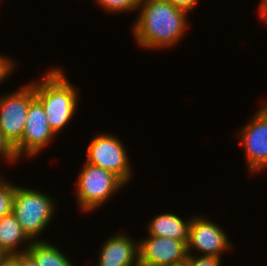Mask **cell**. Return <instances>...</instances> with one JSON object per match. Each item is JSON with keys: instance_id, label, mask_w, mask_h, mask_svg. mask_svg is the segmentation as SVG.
I'll return each instance as SVG.
<instances>
[{"instance_id": "obj_4", "label": "cell", "mask_w": 267, "mask_h": 266, "mask_svg": "<svg viewBox=\"0 0 267 266\" xmlns=\"http://www.w3.org/2000/svg\"><path fill=\"white\" fill-rule=\"evenodd\" d=\"M77 178L78 207L86 212L97 210L125 184L107 169L84 162Z\"/></svg>"}, {"instance_id": "obj_20", "label": "cell", "mask_w": 267, "mask_h": 266, "mask_svg": "<svg viewBox=\"0 0 267 266\" xmlns=\"http://www.w3.org/2000/svg\"><path fill=\"white\" fill-rule=\"evenodd\" d=\"M171 5H173L176 8L182 9L186 11L187 13L194 8H196V4L199 0H166Z\"/></svg>"}, {"instance_id": "obj_5", "label": "cell", "mask_w": 267, "mask_h": 266, "mask_svg": "<svg viewBox=\"0 0 267 266\" xmlns=\"http://www.w3.org/2000/svg\"><path fill=\"white\" fill-rule=\"evenodd\" d=\"M35 99L34 81L0 96V130L14 148L22 139L29 104Z\"/></svg>"}, {"instance_id": "obj_16", "label": "cell", "mask_w": 267, "mask_h": 266, "mask_svg": "<svg viewBox=\"0 0 267 266\" xmlns=\"http://www.w3.org/2000/svg\"><path fill=\"white\" fill-rule=\"evenodd\" d=\"M100 7L111 13L138 11L141 0H94Z\"/></svg>"}, {"instance_id": "obj_2", "label": "cell", "mask_w": 267, "mask_h": 266, "mask_svg": "<svg viewBox=\"0 0 267 266\" xmlns=\"http://www.w3.org/2000/svg\"><path fill=\"white\" fill-rule=\"evenodd\" d=\"M60 67L49 68L44 76L34 80L35 98L42 104L47 121L57 135L73 119L79 93Z\"/></svg>"}, {"instance_id": "obj_3", "label": "cell", "mask_w": 267, "mask_h": 266, "mask_svg": "<svg viewBox=\"0 0 267 266\" xmlns=\"http://www.w3.org/2000/svg\"><path fill=\"white\" fill-rule=\"evenodd\" d=\"M55 203L41 191L16 186L12 212L31 241H39L38 237L49 226L55 215Z\"/></svg>"}, {"instance_id": "obj_23", "label": "cell", "mask_w": 267, "mask_h": 266, "mask_svg": "<svg viewBox=\"0 0 267 266\" xmlns=\"http://www.w3.org/2000/svg\"><path fill=\"white\" fill-rule=\"evenodd\" d=\"M261 3L259 4V15L260 19L264 21V19L267 22V0H261Z\"/></svg>"}, {"instance_id": "obj_8", "label": "cell", "mask_w": 267, "mask_h": 266, "mask_svg": "<svg viewBox=\"0 0 267 266\" xmlns=\"http://www.w3.org/2000/svg\"><path fill=\"white\" fill-rule=\"evenodd\" d=\"M56 137L47 121L42 104L35 98L30 104L21 141L14 147L18 159L22 154L35 157Z\"/></svg>"}, {"instance_id": "obj_13", "label": "cell", "mask_w": 267, "mask_h": 266, "mask_svg": "<svg viewBox=\"0 0 267 266\" xmlns=\"http://www.w3.org/2000/svg\"><path fill=\"white\" fill-rule=\"evenodd\" d=\"M31 240L23 232L20 223L13 212L0 219V249L5 254L27 253ZM25 243V249H18V246ZM21 250V251H20Z\"/></svg>"}, {"instance_id": "obj_6", "label": "cell", "mask_w": 267, "mask_h": 266, "mask_svg": "<svg viewBox=\"0 0 267 266\" xmlns=\"http://www.w3.org/2000/svg\"><path fill=\"white\" fill-rule=\"evenodd\" d=\"M87 146L86 162L107 169L115 174L125 185L129 183L132 169L127 148L112 134H97Z\"/></svg>"}, {"instance_id": "obj_18", "label": "cell", "mask_w": 267, "mask_h": 266, "mask_svg": "<svg viewBox=\"0 0 267 266\" xmlns=\"http://www.w3.org/2000/svg\"><path fill=\"white\" fill-rule=\"evenodd\" d=\"M3 158L4 161L15 163L18 160L14 148L9 144V142L4 138L0 130V158ZM6 159V160H5Z\"/></svg>"}, {"instance_id": "obj_19", "label": "cell", "mask_w": 267, "mask_h": 266, "mask_svg": "<svg viewBox=\"0 0 267 266\" xmlns=\"http://www.w3.org/2000/svg\"><path fill=\"white\" fill-rule=\"evenodd\" d=\"M15 64V61H12L9 57L7 58L6 56L0 55V84L11 76L10 74L15 70Z\"/></svg>"}, {"instance_id": "obj_11", "label": "cell", "mask_w": 267, "mask_h": 266, "mask_svg": "<svg viewBox=\"0 0 267 266\" xmlns=\"http://www.w3.org/2000/svg\"><path fill=\"white\" fill-rule=\"evenodd\" d=\"M97 262V266H139V242L114 234L104 241Z\"/></svg>"}, {"instance_id": "obj_24", "label": "cell", "mask_w": 267, "mask_h": 266, "mask_svg": "<svg viewBox=\"0 0 267 266\" xmlns=\"http://www.w3.org/2000/svg\"><path fill=\"white\" fill-rule=\"evenodd\" d=\"M171 266H188L186 262L181 263V264H177V265H171Z\"/></svg>"}, {"instance_id": "obj_15", "label": "cell", "mask_w": 267, "mask_h": 266, "mask_svg": "<svg viewBox=\"0 0 267 266\" xmlns=\"http://www.w3.org/2000/svg\"><path fill=\"white\" fill-rule=\"evenodd\" d=\"M16 186L0 177V219L13 210Z\"/></svg>"}, {"instance_id": "obj_25", "label": "cell", "mask_w": 267, "mask_h": 266, "mask_svg": "<svg viewBox=\"0 0 267 266\" xmlns=\"http://www.w3.org/2000/svg\"><path fill=\"white\" fill-rule=\"evenodd\" d=\"M5 255V253L0 249V259Z\"/></svg>"}, {"instance_id": "obj_1", "label": "cell", "mask_w": 267, "mask_h": 266, "mask_svg": "<svg viewBox=\"0 0 267 266\" xmlns=\"http://www.w3.org/2000/svg\"><path fill=\"white\" fill-rule=\"evenodd\" d=\"M138 11L133 35L144 49L173 47L189 28L188 13L166 0H141Z\"/></svg>"}, {"instance_id": "obj_10", "label": "cell", "mask_w": 267, "mask_h": 266, "mask_svg": "<svg viewBox=\"0 0 267 266\" xmlns=\"http://www.w3.org/2000/svg\"><path fill=\"white\" fill-rule=\"evenodd\" d=\"M139 240V266H171L187 261L188 241L148 235Z\"/></svg>"}, {"instance_id": "obj_9", "label": "cell", "mask_w": 267, "mask_h": 266, "mask_svg": "<svg viewBox=\"0 0 267 266\" xmlns=\"http://www.w3.org/2000/svg\"><path fill=\"white\" fill-rule=\"evenodd\" d=\"M201 253L202 256L222 257L224 252L231 251L233 245L223 229L205 218L204 215L192 216L189 228V239L187 243V252L191 254L192 250Z\"/></svg>"}, {"instance_id": "obj_12", "label": "cell", "mask_w": 267, "mask_h": 266, "mask_svg": "<svg viewBox=\"0 0 267 266\" xmlns=\"http://www.w3.org/2000/svg\"><path fill=\"white\" fill-rule=\"evenodd\" d=\"M191 220L185 221L174 213L159 214L147 225L148 235L188 241Z\"/></svg>"}, {"instance_id": "obj_17", "label": "cell", "mask_w": 267, "mask_h": 266, "mask_svg": "<svg viewBox=\"0 0 267 266\" xmlns=\"http://www.w3.org/2000/svg\"><path fill=\"white\" fill-rule=\"evenodd\" d=\"M188 254L187 256V265L188 266H220L222 261L220 257H215V256H194V254L192 255Z\"/></svg>"}, {"instance_id": "obj_7", "label": "cell", "mask_w": 267, "mask_h": 266, "mask_svg": "<svg viewBox=\"0 0 267 266\" xmlns=\"http://www.w3.org/2000/svg\"><path fill=\"white\" fill-rule=\"evenodd\" d=\"M236 134L243 146L249 172L262 171L267 167V100Z\"/></svg>"}, {"instance_id": "obj_22", "label": "cell", "mask_w": 267, "mask_h": 266, "mask_svg": "<svg viewBox=\"0 0 267 266\" xmlns=\"http://www.w3.org/2000/svg\"><path fill=\"white\" fill-rule=\"evenodd\" d=\"M19 266H38L35 260L28 254H18Z\"/></svg>"}, {"instance_id": "obj_21", "label": "cell", "mask_w": 267, "mask_h": 266, "mask_svg": "<svg viewBox=\"0 0 267 266\" xmlns=\"http://www.w3.org/2000/svg\"><path fill=\"white\" fill-rule=\"evenodd\" d=\"M0 266H19L18 254L15 255L5 254L0 259Z\"/></svg>"}, {"instance_id": "obj_14", "label": "cell", "mask_w": 267, "mask_h": 266, "mask_svg": "<svg viewBox=\"0 0 267 266\" xmlns=\"http://www.w3.org/2000/svg\"><path fill=\"white\" fill-rule=\"evenodd\" d=\"M27 253L38 266H74L69 258L48 240L32 241Z\"/></svg>"}]
</instances>
